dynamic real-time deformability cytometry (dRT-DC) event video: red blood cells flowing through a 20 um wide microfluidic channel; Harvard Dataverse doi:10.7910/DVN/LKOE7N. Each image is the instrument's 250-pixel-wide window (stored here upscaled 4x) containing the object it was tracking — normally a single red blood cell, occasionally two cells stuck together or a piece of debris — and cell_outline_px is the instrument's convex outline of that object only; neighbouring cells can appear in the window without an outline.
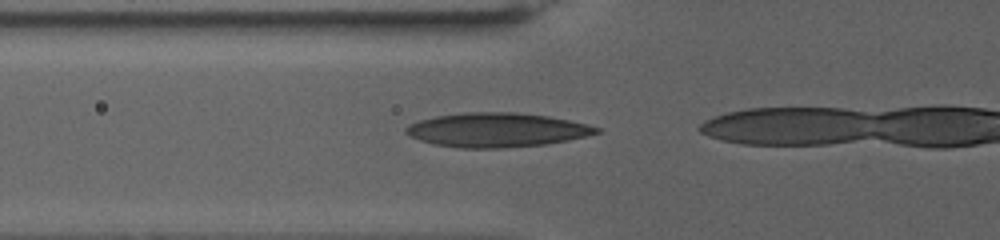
{"species": "human", "species_latin": "Homo sapiens", "temperature_condition": "warm", "stored_images_in_passage": 8, "camera_frame_rate_fps": 3000, "um_per_image_px": 0.085, "donor": {"sex": "female"}, "frame": {"image": 1, "passage_image": 2, "time_ms": 0.333, "image_size_px": [1000, 240], "cell_outline_px": [[600, 132], [568, 140], [548, 144], [504, 148], [460, 148], [436, 144], [420, 140], [404, 132], [404, 128], [408, 124], [420, 120], [436, 116], [464, 112], [516, 112], [548, 116], [568, 120], [600, 128]], "centroid_in_image_um": [42.19, 11.04], "position_along_channel_um": 83.6, "area_um2": 37.8}}
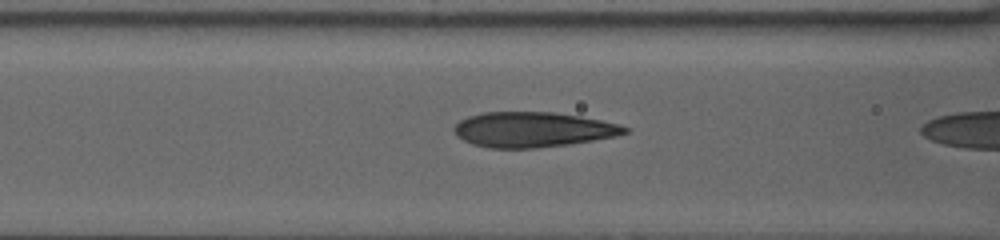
{"frame": {"image": 2, "passage_image": 6, "time_ms": 1.667, "image_size_px": [1000, 240], "cell_outline_px": [[628, 132], [616, 136], [568, 144], [536, 148], [488, 148], [472, 144], [456, 136], [452, 128], [460, 120], [468, 116], [484, 112], [556, 112], [580, 116], [620, 124], [628, 128]], "centroid_in_image_um": [45.26, 11.01], "position_along_channel_um": 121.3, "area_um2": 34.97}}